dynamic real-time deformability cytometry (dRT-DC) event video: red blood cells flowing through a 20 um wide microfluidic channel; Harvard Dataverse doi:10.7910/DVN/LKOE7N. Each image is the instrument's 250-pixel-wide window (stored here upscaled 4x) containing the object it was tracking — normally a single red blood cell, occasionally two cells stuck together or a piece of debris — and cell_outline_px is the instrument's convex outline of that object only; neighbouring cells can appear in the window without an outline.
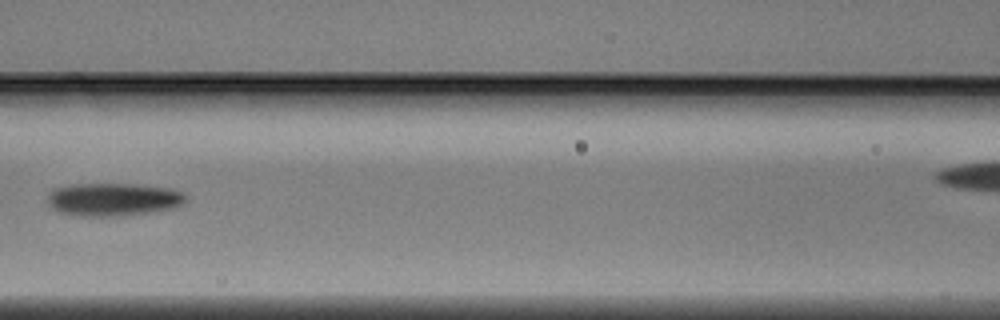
{"species": "Egyptian fruit bat (a non-hibernating species)", "species_latin": "Rousettus aegyptiacus", "temperature_condition": "warm", "stored_images_in_passage": 5, "segment_of_instrument_passage": [1, 2], "camera_frame_rate_fps": 3000, "um_per_image_px": 0.085, "animal": {"sex": "male"}, "frame": {"image": 1, "passage_image": 4, "time_ms": 1.0, "image_size_px": [1000, 320], "cell_outline_px": [[188, 200], [184, 204], [176, 208], [148, 212], [104, 216], [88, 216], [60, 212], [52, 208], [48, 204], [48, 192], [52, 188], [68, 184], [136, 184], [168, 188], [184, 192], [188, 196]], "centroid_in_image_um": [9.65, 16.92], "position_along_channel_um": 157.0, "area_um2": 26.65}}